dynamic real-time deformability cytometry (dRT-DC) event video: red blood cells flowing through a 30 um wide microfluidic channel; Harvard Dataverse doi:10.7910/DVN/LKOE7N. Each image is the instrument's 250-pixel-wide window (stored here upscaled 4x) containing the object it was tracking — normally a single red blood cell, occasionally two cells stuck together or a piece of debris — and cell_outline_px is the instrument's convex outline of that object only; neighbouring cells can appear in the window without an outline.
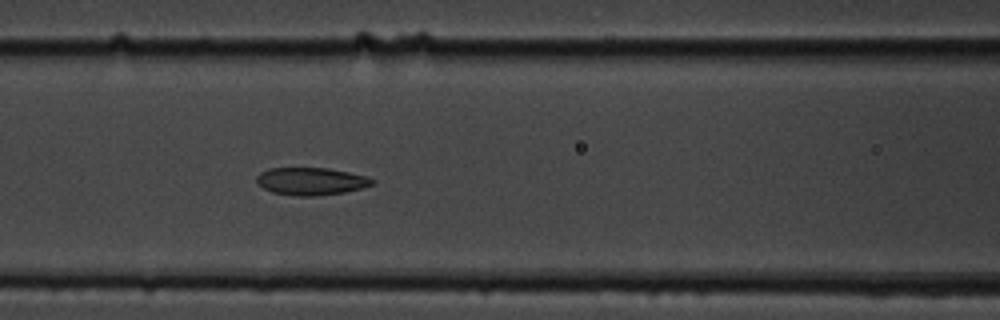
{"species": "common noctule bat (a hibernating species)", "species_latin": "Nyctalus noctula", "temperature_condition": "cold", "stored_images_in_passage": 6, "camera_frame_rate_fps": 3000, "um_per_image_px": 0.085, "animal": {"sex": "male", "body_mass_g": 19.5, "forearm_length_mm": 54.6}, "frame": {"image": 1, "passage_image": 6, "time_ms": 5.667, "image_size_px": [1000, 320], "cell_outline_px": [[376, 180], [372, 184], [364, 188], [344, 192], [312, 196], [300, 196], [272, 192], [264, 188], [256, 180], [256, 176], [260, 172], [268, 168], [328, 168], [368, 176]], "centroid_in_image_um": [26.46, 15.4], "position_along_channel_um": 140.1, "area_um2": 18.5}}